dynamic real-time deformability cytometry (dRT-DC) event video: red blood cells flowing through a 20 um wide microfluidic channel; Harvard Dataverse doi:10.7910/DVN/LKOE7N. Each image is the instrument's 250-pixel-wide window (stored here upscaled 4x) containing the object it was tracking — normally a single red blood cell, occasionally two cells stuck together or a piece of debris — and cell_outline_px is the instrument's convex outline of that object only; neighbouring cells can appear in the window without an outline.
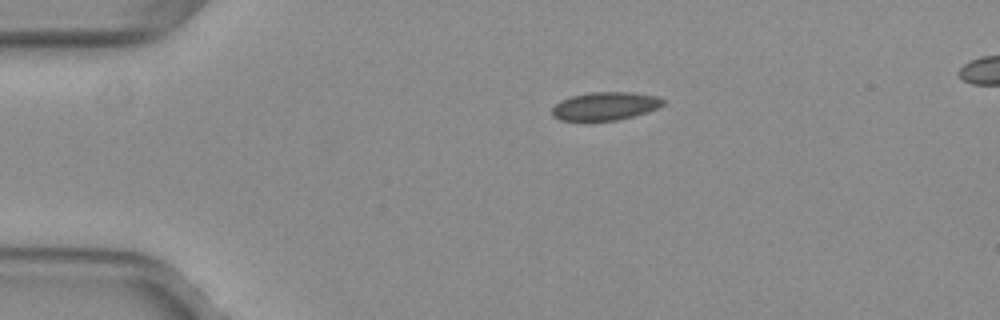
{"species": "common noctule bat (a hibernating species)", "species_latin": "Nyctalus noctula", "temperature_condition": "warm", "stored_images_in_passage": 42, "camera_frame_rate_fps": 3000, "um_per_image_px": 0.085, "animal": {"sex": "female", "body_mass_g": 29.2, "forearm_length_mm": 56.3}, "frame": {"image": 1, "passage_image": 1, "time_ms": 0.0, "image_size_px": [1000, 320], "cell_outline_px": [[664, 104], [648, 112], [616, 120], [560, 120], [552, 116], [552, 108], [560, 100], [572, 96], [588, 92], [632, 92], [656, 96], [664, 100]], "centroid_in_image_um": [51.42, 9.01], "position_along_channel_um": 33.6, "area_um2": 18.09}}
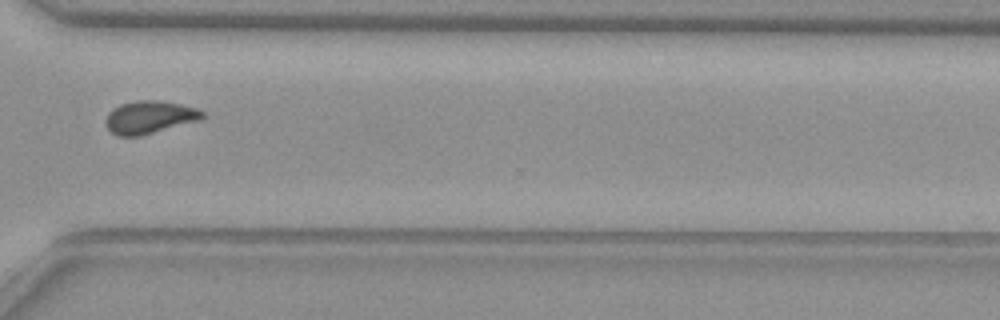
{"frame": {"image": 2, "passage_image": 29, "time_ms": 9.333, "image_size_px": [1000, 320], "cell_outline_px": [[204, 116], [200, 120], [140, 136], [116, 136], [104, 124], [104, 120], [108, 112], [120, 104], [136, 100], [156, 100], [180, 104], [196, 108], [204, 112]], "centroid_in_image_um": [12.67, 9.96], "position_along_channel_um": 357.9, "area_um2": 18.5}}
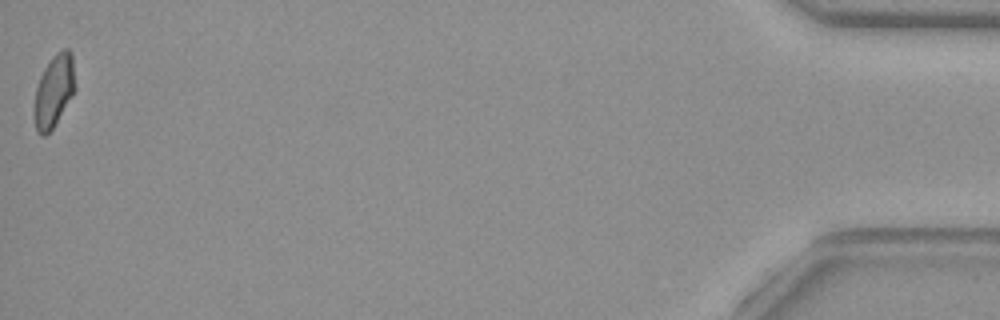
{"frame": {"image": 3, "passage_image": 42, "time_ms": 13.667, "image_size_px": [1000, 320], "cell_outline_px": [[76, 88], [72, 96], [52, 128], [44, 136], [40, 136], [36, 132], [32, 112], [32, 108], [36, 88], [40, 76], [44, 68], [52, 56], [56, 52], [64, 48], [68, 48], [72, 52]], "centroid_in_image_um": [4.56, 7.72], "position_along_channel_um": 430.6, "area_um2": 17.63}, "authors_computed_cell_mechanics": {"area_um2": 18.3804, "velocity_mm_per_s": 3.9982, "shape_relaxation_time_tau1_ms": null, "shape_relaxation_time_tau2_ms": 0.7069, "deformation_change_tau1": null, "deformation_change_tau2": 0.0523}}